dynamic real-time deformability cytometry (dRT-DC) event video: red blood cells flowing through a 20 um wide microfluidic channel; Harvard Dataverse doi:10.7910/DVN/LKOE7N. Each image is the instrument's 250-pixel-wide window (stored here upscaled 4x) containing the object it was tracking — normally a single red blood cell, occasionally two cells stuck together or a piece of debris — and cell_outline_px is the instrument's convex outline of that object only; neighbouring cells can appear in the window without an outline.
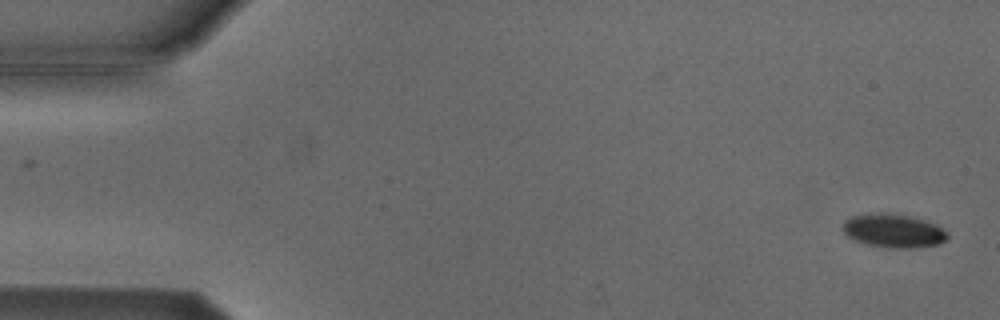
{"species": "Egyptian fruit bat (a non-hibernating species)", "species_latin": "Rousettus aegyptiacus", "temperature_condition": "cold", "stored_images_in_passage": 2, "camera_frame_rate_fps": 3000, "um_per_image_px": 0.085, "animal": {"sex": "male"}, "frame": {"image": 1, "passage_image": 2, "time_ms": 1.0, "image_size_px": [1000, 320], "cell_outline_px": [[948, 236], [940, 244], [916, 248], [884, 248], [868, 244], [856, 240], [848, 236], [844, 232], [844, 220], [852, 216], [880, 212], [884, 212], [908, 216], [924, 220], [936, 224], [948, 232]], "centroid_in_image_um": [75.97, 19.62], "position_along_channel_um": 9.0, "area_um2": 20.46}}